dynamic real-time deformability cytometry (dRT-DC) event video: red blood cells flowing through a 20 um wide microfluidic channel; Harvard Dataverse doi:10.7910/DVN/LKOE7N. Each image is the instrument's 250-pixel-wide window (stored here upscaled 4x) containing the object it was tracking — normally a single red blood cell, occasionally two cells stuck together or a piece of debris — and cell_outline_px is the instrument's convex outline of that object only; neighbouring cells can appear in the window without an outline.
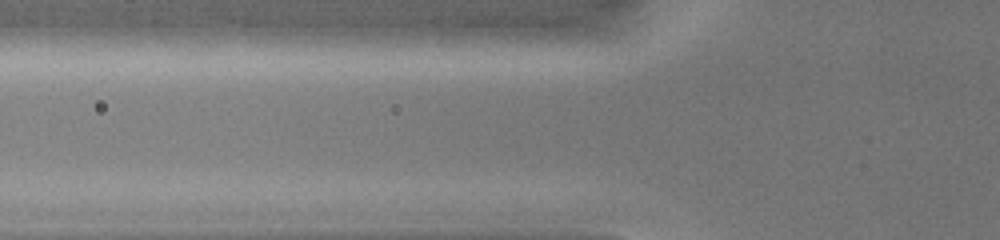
{"species": "common noctule bat (a hibernating species)", "species_latin": "Nyctalus noctula", "temperature_condition": "warm", "stored_images_in_passage": 4, "camera_frame_rate_fps": 3000, "um_per_image_px": 0.085, "animal": {"sex": "female", "body_mass_g": 19.0, "forearm_length_mm": 51.5}, "frame": {"image": 1, "passage_image": 2, "time_ms": 0.333, "image_size_px": [1000, 240], "cell_outline_px": [[584, 40], [576, 44], [540, 52], [460, 52], [448, 48], [452, 32], [468, 24], [576, 24], [584, 32]], "centroid_in_image_um": [43.74, 3.2], "position_along_channel_um": 82.1, "area_um2": 24.57}}